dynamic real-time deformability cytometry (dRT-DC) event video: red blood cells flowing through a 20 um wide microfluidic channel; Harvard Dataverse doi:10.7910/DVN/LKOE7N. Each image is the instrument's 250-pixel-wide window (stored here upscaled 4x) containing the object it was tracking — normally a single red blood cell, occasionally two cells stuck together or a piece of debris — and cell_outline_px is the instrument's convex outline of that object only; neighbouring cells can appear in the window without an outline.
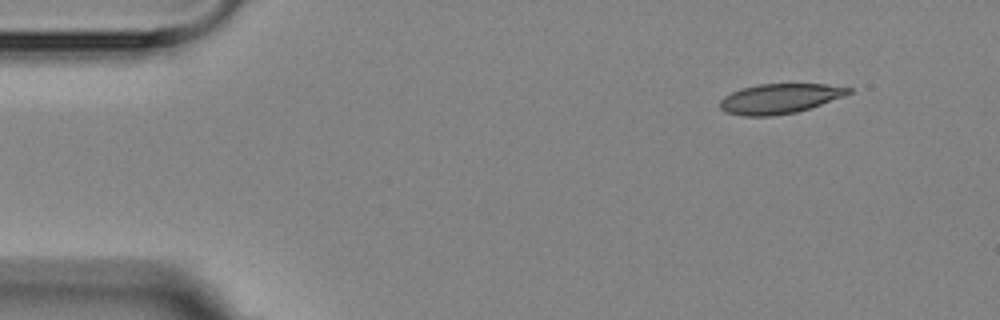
{"species": "Egyptian fruit bat (a non-hibernating species)", "species_latin": "Rousettus aegyptiacus", "temperature_condition": "room temperature", "stored_images_in_passage": 4, "camera_frame_rate_fps": 3000, "um_per_image_px": 0.085, "animal": {"sex": "female"}, "frame": {"image": 1, "passage_image": 1, "time_ms": 0.0, "image_size_px": [1000, 320], "cell_outline_px": [[852, 92], [844, 96], [796, 112], [772, 116], [744, 116], [724, 112], [720, 108], [720, 100], [724, 96], [740, 88], [756, 84], [824, 84], [852, 88]], "centroid_in_image_um": [66.23, 8.38], "position_along_channel_um": 18.8, "area_um2": 22.31}}
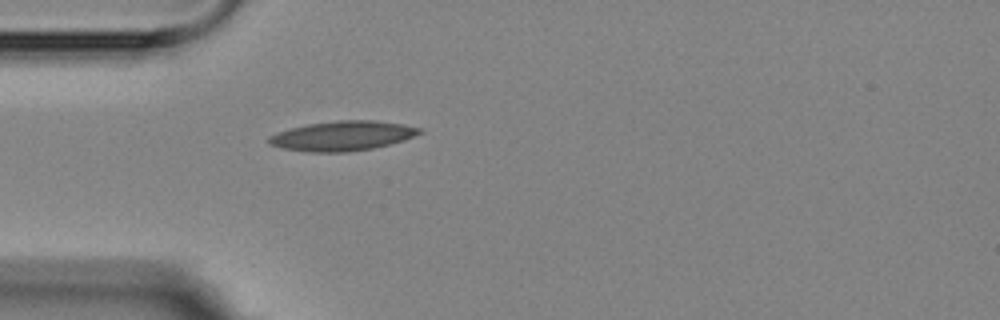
{"frame": {"image": 2, "passage_image": 4, "time_ms": 3.333, "image_size_px": [1000, 320], "cell_outline_px": [[424, 132], [404, 140], [372, 148], [348, 152], [308, 152], [284, 148], [268, 144], [264, 140], [268, 136], [276, 132], [308, 124], [340, 120], [376, 120], [404, 124], [424, 128]], "centroid_in_image_um": [29.11, 11.54], "position_along_channel_um": 55.9, "area_um2": 26.24}}